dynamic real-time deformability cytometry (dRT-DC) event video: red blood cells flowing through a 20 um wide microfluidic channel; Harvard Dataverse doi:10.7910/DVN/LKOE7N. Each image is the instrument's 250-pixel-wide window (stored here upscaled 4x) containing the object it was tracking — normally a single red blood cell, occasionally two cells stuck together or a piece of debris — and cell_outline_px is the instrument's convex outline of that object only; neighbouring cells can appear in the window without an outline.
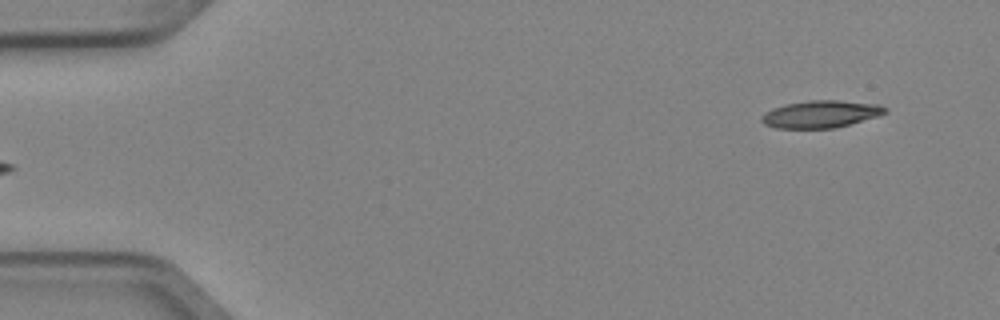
{"species": "Egyptian fruit bat (a non-hibernating species)", "species_latin": "Rousettus aegyptiacus", "temperature_condition": "cold", "stored_images_in_passage": 6, "segment_of_instrument_passage": [2, 2], "camera_frame_rate_fps": 3000, "um_per_image_px": 0.085, "animal": {"sex": "female"}, "frame": {"image": 1, "passage_image": 6, "time_ms": 1.667, "image_size_px": [1000, 320], "cell_outline_px": [[888, 112], [876, 116], [836, 128], [776, 128], [764, 124], [760, 120], [760, 116], [764, 112], [772, 108], [788, 104], [808, 100], [836, 100], [880, 104], [888, 108]], "centroid_in_image_um": [69.75, 9.69], "position_along_channel_um": 15.3, "area_um2": 19.65}}